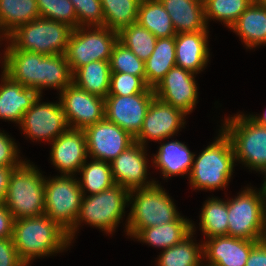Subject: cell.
Returning <instances> with one entry per match:
<instances>
[{
    "mask_svg": "<svg viewBox=\"0 0 266 266\" xmlns=\"http://www.w3.org/2000/svg\"><path fill=\"white\" fill-rule=\"evenodd\" d=\"M3 67L6 75L23 86L34 89L40 96L43 88H57L60 92L72 83V72L65 54L44 55L14 49H5Z\"/></svg>",
    "mask_w": 266,
    "mask_h": 266,
    "instance_id": "obj_1",
    "label": "cell"
},
{
    "mask_svg": "<svg viewBox=\"0 0 266 266\" xmlns=\"http://www.w3.org/2000/svg\"><path fill=\"white\" fill-rule=\"evenodd\" d=\"M12 238L26 266L33 258L63 251L71 243L67 231L45 214L15 220Z\"/></svg>",
    "mask_w": 266,
    "mask_h": 266,
    "instance_id": "obj_2",
    "label": "cell"
},
{
    "mask_svg": "<svg viewBox=\"0 0 266 266\" xmlns=\"http://www.w3.org/2000/svg\"><path fill=\"white\" fill-rule=\"evenodd\" d=\"M24 161L10 176L4 205L15 220L45 214V178Z\"/></svg>",
    "mask_w": 266,
    "mask_h": 266,
    "instance_id": "obj_3",
    "label": "cell"
},
{
    "mask_svg": "<svg viewBox=\"0 0 266 266\" xmlns=\"http://www.w3.org/2000/svg\"><path fill=\"white\" fill-rule=\"evenodd\" d=\"M218 136L193 160L189 183L195 189L225 188L231 178L235 162L231 140L223 130Z\"/></svg>",
    "mask_w": 266,
    "mask_h": 266,
    "instance_id": "obj_4",
    "label": "cell"
},
{
    "mask_svg": "<svg viewBox=\"0 0 266 266\" xmlns=\"http://www.w3.org/2000/svg\"><path fill=\"white\" fill-rule=\"evenodd\" d=\"M73 29L63 22L38 18L16 27L5 38L14 49L59 55L66 53Z\"/></svg>",
    "mask_w": 266,
    "mask_h": 266,
    "instance_id": "obj_5",
    "label": "cell"
},
{
    "mask_svg": "<svg viewBox=\"0 0 266 266\" xmlns=\"http://www.w3.org/2000/svg\"><path fill=\"white\" fill-rule=\"evenodd\" d=\"M130 201L133 203L128 215L126 232L131 237L143 228L174 222L180 216L170 196L157 183L149 188L129 191L128 202Z\"/></svg>",
    "mask_w": 266,
    "mask_h": 266,
    "instance_id": "obj_6",
    "label": "cell"
},
{
    "mask_svg": "<svg viewBox=\"0 0 266 266\" xmlns=\"http://www.w3.org/2000/svg\"><path fill=\"white\" fill-rule=\"evenodd\" d=\"M260 192L248 188L228 200L227 235L250 241L266 239L265 181Z\"/></svg>",
    "mask_w": 266,
    "mask_h": 266,
    "instance_id": "obj_7",
    "label": "cell"
},
{
    "mask_svg": "<svg viewBox=\"0 0 266 266\" xmlns=\"http://www.w3.org/2000/svg\"><path fill=\"white\" fill-rule=\"evenodd\" d=\"M129 191L122 185L114 184L111 188L98 194L85 197L83 195L79 215L74 226L67 232L70 241L81 222L98 227L107 233L115 231L125 214L124 208L128 203ZM124 213V214H123Z\"/></svg>",
    "mask_w": 266,
    "mask_h": 266,
    "instance_id": "obj_8",
    "label": "cell"
},
{
    "mask_svg": "<svg viewBox=\"0 0 266 266\" xmlns=\"http://www.w3.org/2000/svg\"><path fill=\"white\" fill-rule=\"evenodd\" d=\"M222 130L231 140L235 160L266 175V128L238 114L226 119Z\"/></svg>",
    "mask_w": 266,
    "mask_h": 266,
    "instance_id": "obj_9",
    "label": "cell"
},
{
    "mask_svg": "<svg viewBox=\"0 0 266 266\" xmlns=\"http://www.w3.org/2000/svg\"><path fill=\"white\" fill-rule=\"evenodd\" d=\"M73 29L65 53L72 74L94 61H110L112 48L118 41V32L105 26ZM87 29V30H86Z\"/></svg>",
    "mask_w": 266,
    "mask_h": 266,
    "instance_id": "obj_10",
    "label": "cell"
},
{
    "mask_svg": "<svg viewBox=\"0 0 266 266\" xmlns=\"http://www.w3.org/2000/svg\"><path fill=\"white\" fill-rule=\"evenodd\" d=\"M44 191L45 215L68 232L76 222L83 197L79 180L62 174L45 179Z\"/></svg>",
    "mask_w": 266,
    "mask_h": 266,
    "instance_id": "obj_11",
    "label": "cell"
},
{
    "mask_svg": "<svg viewBox=\"0 0 266 266\" xmlns=\"http://www.w3.org/2000/svg\"><path fill=\"white\" fill-rule=\"evenodd\" d=\"M59 99L69 128L84 130L105 119V99L86 92L74 83L60 92Z\"/></svg>",
    "mask_w": 266,
    "mask_h": 266,
    "instance_id": "obj_12",
    "label": "cell"
},
{
    "mask_svg": "<svg viewBox=\"0 0 266 266\" xmlns=\"http://www.w3.org/2000/svg\"><path fill=\"white\" fill-rule=\"evenodd\" d=\"M154 98V92L128 96L107 95L105 119L120 126L135 138L142 129L149 105Z\"/></svg>",
    "mask_w": 266,
    "mask_h": 266,
    "instance_id": "obj_13",
    "label": "cell"
},
{
    "mask_svg": "<svg viewBox=\"0 0 266 266\" xmlns=\"http://www.w3.org/2000/svg\"><path fill=\"white\" fill-rule=\"evenodd\" d=\"M39 97L23 115L21 130L33 140L54 141L68 127L63 107L58 103H40Z\"/></svg>",
    "mask_w": 266,
    "mask_h": 266,
    "instance_id": "obj_14",
    "label": "cell"
},
{
    "mask_svg": "<svg viewBox=\"0 0 266 266\" xmlns=\"http://www.w3.org/2000/svg\"><path fill=\"white\" fill-rule=\"evenodd\" d=\"M87 152L91 159L113 161L135 143V138L115 123L106 119L85 128Z\"/></svg>",
    "mask_w": 266,
    "mask_h": 266,
    "instance_id": "obj_15",
    "label": "cell"
},
{
    "mask_svg": "<svg viewBox=\"0 0 266 266\" xmlns=\"http://www.w3.org/2000/svg\"><path fill=\"white\" fill-rule=\"evenodd\" d=\"M194 73L180 67L171 68L153 88L155 97L189 114L198 98Z\"/></svg>",
    "mask_w": 266,
    "mask_h": 266,
    "instance_id": "obj_16",
    "label": "cell"
},
{
    "mask_svg": "<svg viewBox=\"0 0 266 266\" xmlns=\"http://www.w3.org/2000/svg\"><path fill=\"white\" fill-rule=\"evenodd\" d=\"M184 114L181 110L154 98L149 105L143 126L135 137V142L145 146L147 140H165L173 136L184 126Z\"/></svg>",
    "mask_w": 266,
    "mask_h": 266,
    "instance_id": "obj_17",
    "label": "cell"
},
{
    "mask_svg": "<svg viewBox=\"0 0 266 266\" xmlns=\"http://www.w3.org/2000/svg\"><path fill=\"white\" fill-rule=\"evenodd\" d=\"M145 153V146L135 142L111 161L114 183L128 191L153 186L156 181H145L148 167Z\"/></svg>",
    "mask_w": 266,
    "mask_h": 266,
    "instance_id": "obj_18",
    "label": "cell"
},
{
    "mask_svg": "<svg viewBox=\"0 0 266 266\" xmlns=\"http://www.w3.org/2000/svg\"><path fill=\"white\" fill-rule=\"evenodd\" d=\"M51 144L50 159L53 165L66 176L79 172L88 156L85 132L68 128Z\"/></svg>",
    "mask_w": 266,
    "mask_h": 266,
    "instance_id": "obj_19",
    "label": "cell"
},
{
    "mask_svg": "<svg viewBox=\"0 0 266 266\" xmlns=\"http://www.w3.org/2000/svg\"><path fill=\"white\" fill-rule=\"evenodd\" d=\"M208 240L203 243V255L209 261L208 266H245L252 247L258 242L228 235Z\"/></svg>",
    "mask_w": 266,
    "mask_h": 266,
    "instance_id": "obj_20",
    "label": "cell"
},
{
    "mask_svg": "<svg viewBox=\"0 0 266 266\" xmlns=\"http://www.w3.org/2000/svg\"><path fill=\"white\" fill-rule=\"evenodd\" d=\"M1 77L0 118L20 124L24 113L31 108L39 94L36 90L13 81L6 75L4 67Z\"/></svg>",
    "mask_w": 266,
    "mask_h": 266,
    "instance_id": "obj_21",
    "label": "cell"
},
{
    "mask_svg": "<svg viewBox=\"0 0 266 266\" xmlns=\"http://www.w3.org/2000/svg\"><path fill=\"white\" fill-rule=\"evenodd\" d=\"M208 32L178 33L175 36L176 66L194 74L206 66L209 58Z\"/></svg>",
    "mask_w": 266,
    "mask_h": 266,
    "instance_id": "obj_22",
    "label": "cell"
},
{
    "mask_svg": "<svg viewBox=\"0 0 266 266\" xmlns=\"http://www.w3.org/2000/svg\"><path fill=\"white\" fill-rule=\"evenodd\" d=\"M159 1L170 15L176 34L208 31L203 3L196 0Z\"/></svg>",
    "mask_w": 266,
    "mask_h": 266,
    "instance_id": "obj_23",
    "label": "cell"
},
{
    "mask_svg": "<svg viewBox=\"0 0 266 266\" xmlns=\"http://www.w3.org/2000/svg\"><path fill=\"white\" fill-rule=\"evenodd\" d=\"M195 154L187 146L177 140L162 143L157 155L153 158L154 165L160 169L164 178L190 174Z\"/></svg>",
    "mask_w": 266,
    "mask_h": 266,
    "instance_id": "obj_24",
    "label": "cell"
},
{
    "mask_svg": "<svg viewBox=\"0 0 266 266\" xmlns=\"http://www.w3.org/2000/svg\"><path fill=\"white\" fill-rule=\"evenodd\" d=\"M241 37L247 48L266 44V7L252 2L230 30Z\"/></svg>",
    "mask_w": 266,
    "mask_h": 266,
    "instance_id": "obj_25",
    "label": "cell"
},
{
    "mask_svg": "<svg viewBox=\"0 0 266 266\" xmlns=\"http://www.w3.org/2000/svg\"><path fill=\"white\" fill-rule=\"evenodd\" d=\"M192 232V223L179 216L174 222L150 228H143L134 238L146 242L150 246L167 249L181 242Z\"/></svg>",
    "mask_w": 266,
    "mask_h": 266,
    "instance_id": "obj_26",
    "label": "cell"
},
{
    "mask_svg": "<svg viewBox=\"0 0 266 266\" xmlns=\"http://www.w3.org/2000/svg\"><path fill=\"white\" fill-rule=\"evenodd\" d=\"M175 66V36L157 38L154 51L144 62L146 84L154 88Z\"/></svg>",
    "mask_w": 266,
    "mask_h": 266,
    "instance_id": "obj_27",
    "label": "cell"
},
{
    "mask_svg": "<svg viewBox=\"0 0 266 266\" xmlns=\"http://www.w3.org/2000/svg\"><path fill=\"white\" fill-rule=\"evenodd\" d=\"M111 69L109 61H94L72 74V83L86 92L106 98L109 92Z\"/></svg>",
    "mask_w": 266,
    "mask_h": 266,
    "instance_id": "obj_28",
    "label": "cell"
},
{
    "mask_svg": "<svg viewBox=\"0 0 266 266\" xmlns=\"http://www.w3.org/2000/svg\"><path fill=\"white\" fill-rule=\"evenodd\" d=\"M38 18L36 0H0V30H4V38L16 27Z\"/></svg>",
    "mask_w": 266,
    "mask_h": 266,
    "instance_id": "obj_29",
    "label": "cell"
},
{
    "mask_svg": "<svg viewBox=\"0 0 266 266\" xmlns=\"http://www.w3.org/2000/svg\"><path fill=\"white\" fill-rule=\"evenodd\" d=\"M137 23L157 38L176 36L170 15L159 0H141Z\"/></svg>",
    "mask_w": 266,
    "mask_h": 266,
    "instance_id": "obj_30",
    "label": "cell"
},
{
    "mask_svg": "<svg viewBox=\"0 0 266 266\" xmlns=\"http://www.w3.org/2000/svg\"><path fill=\"white\" fill-rule=\"evenodd\" d=\"M192 223V232L181 242L163 250L159 255L158 266H200L203 255V244H195L191 237L195 232ZM202 254V255H201ZM203 266V265H201Z\"/></svg>",
    "mask_w": 266,
    "mask_h": 266,
    "instance_id": "obj_31",
    "label": "cell"
},
{
    "mask_svg": "<svg viewBox=\"0 0 266 266\" xmlns=\"http://www.w3.org/2000/svg\"><path fill=\"white\" fill-rule=\"evenodd\" d=\"M141 0H101L104 26L119 31L137 22Z\"/></svg>",
    "mask_w": 266,
    "mask_h": 266,
    "instance_id": "obj_32",
    "label": "cell"
},
{
    "mask_svg": "<svg viewBox=\"0 0 266 266\" xmlns=\"http://www.w3.org/2000/svg\"><path fill=\"white\" fill-rule=\"evenodd\" d=\"M200 228L207 238L227 235L228 201L210 198L200 214Z\"/></svg>",
    "mask_w": 266,
    "mask_h": 266,
    "instance_id": "obj_33",
    "label": "cell"
},
{
    "mask_svg": "<svg viewBox=\"0 0 266 266\" xmlns=\"http://www.w3.org/2000/svg\"><path fill=\"white\" fill-rule=\"evenodd\" d=\"M157 37L140 24L133 23L118 31V41L145 62L155 49Z\"/></svg>",
    "mask_w": 266,
    "mask_h": 266,
    "instance_id": "obj_34",
    "label": "cell"
},
{
    "mask_svg": "<svg viewBox=\"0 0 266 266\" xmlns=\"http://www.w3.org/2000/svg\"><path fill=\"white\" fill-rule=\"evenodd\" d=\"M79 172L82 173V181L79 180V186L83 195H86L85 189L92 195L107 190L115 184L112 178L111 164L108 162L93 159L92 162L86 164L85 161Z\"/></svg>",
    "mask_w": 266,
    "mask_h": 266,
    "instance_id": "obj_35",
    "label": "cell"
},
{
    "mask_svg": "<svg viewBox=\"0 0 266 266\" xmlns=\"http://www.w3.org/2000/svg\"><path fill=\"white\" fill-rule=\"evenodd\" d=\"M254 0H208L204 4V16L207 24L211 18L224 22L231 28L239 16L252 4Z\"/></svg>",
    "mask_w": 266,
    "mask_h": 266,
    "instance_id": "obj_36",
    "label": "cell"
},
{
    "mask_svg": "<svg viewBox=\"0 0 266 266\" xmlns=\"http://www.w3.org/2000/svg\"><path fill=\"white\" fill-rule=\"evenodd\" d=\"M109 63L111 72L145 76L144 62L119 41L112 48Z\"/></svg>",
    "mask_w": 266,
    "mask_h": 266,
    "instance_id": "obj_37",
    "label": "cell"
},
{
    "mask_svg": "<svg viewBox=\"0 0 266 266\" xmlns=\"http://www.w3.org/2000/svg\"><path fill=\"white\" fill-rule=\"evenodd\" d=\"M40 18L63 22L72 28L78 27L76 11L70 0H36Z\"/></svg>",
    "mask_w": 266,
    "mask_h": 266,
    "instance_id": "obj_38",
    "label": "cell"
},
{
    "mask_svg": "<svg viewBox=\"0 0 266 266\" xmlns=\"http://www.w3.org/2000/svg\"><path fill=\"white\" fill-rule=\"evenodd\" d=\"M141 92H154L153 88L146 84L145 76L111 72L108 95L128 96Z\"/></svg>",
    "mask_w": 266,
    "mask_h": 266,
    "instance_id": "obj_39",
    "label": "cell"
},
{
    "mask_svg": "<svg viewBox=\"0 0 266 266\" xmlns=\"http://www.w3.org/2000/svg\"><path fill=\"white\" fill-rule=\"evenodd\" d=\"M75 8L78 27L104 26L101 0H70Z\"/></svg>",
    "mask_w": 266,
    "mask_h": 266,
    "instance_id": "obj_40",
    "label": "cell"
},
{
    "mask_svg": "<svg viewBox=\"0 0 266 266\" xmlns=\"http://www.w3.org/2000/svg\"><path fill=\"white\" fill-rule=\"evenodd\" d=\"M5 133L0 132V167L20 166L24 161H18V149L16 143Z\"/></svg>",
    "mask_w": 266,
    "mask_h": 266,
    "instance_id": "obj_41",
    "label": "cell"
},
{
    "mask_svg": "<svg viewBox=\"0 0 266 266\" xmlns=\"http://www.w3.org/2000/svg\"><path fill=\"white\" fill-rule=\"evenodd\" d=\"M0 266H26L18 256L13 238H0Z\"/></svg>",
    "mask_w": 266,
    "mask_h": 266,
    "instance_id": "obj_42",
    "label": "cell"
},
{
    "mask_svg": "<svg viewBox=\"0 0 266 266\" xmlns=\"http://www.w3.org/2000/svg\"><path fill=\"white\" fill-rule=\"evenodd\" d=\"M14 217L4 204H0V238H12Z\"/></svg>",
    "mask_w": 266,
    "mask_h": 266,
    "instance_id": "obj_43",
    "label": "cell"
},
{
    "mask_svg": "<svg viewBox=\"0 0 266 266\" xmlns=\"http://www.w3.org/2000/svg\"><path fill=\"white\" fill-rule=\"evenodd\" d=\"M245 266H266V239L252 247Z\"/></svg>",
    "mask_w": 266,
    "mask_h": 266,
    "instance_id": "obj_44",
    "label": "cell"
},
{
    "mask_svg": "<svg viewBox=\"0 0 266 266\" xmlns=\"http://www.w3.org/2000/svg\"><path fill=\"white\" fill-rule=\"evenodd\" d=\"M18 166H2L0 167V204L4 203L7 195L10 176Z\"/></svg>",
    "mask_w": 266,
    "mask_h": 266,
    "instance_id": "obj_45",
    "label": "cell"
},
{
    "mask_svg": "<svg viewBox=\"0 0 266 266\" xmlns=\"http://www.w3.org/2000/svg\"><path fill=\"white\" fill-rule=\"evenodd\" d=\"M250 119H252L255 123H257L260 126H263L266 128V111L264 113V115L260 116H253V115H249L248 116Z\"/></svg>",
    "mask_w": 266,
    "mask_h": 266,
    "instance_id": "obj_46",
    "label": "cell"
},
{
    "mask_svg": "<svg viewBox=\"0 0 266 266\" xmlns=\"http://www.w3.org/2000/svg\"><path fill=\"white\" fill-rule=\"evenodd\" d=\"M254 2L266 7V0H254Z\"/></svg>",
    "mask_w": 266,
    "mask_h": 266,
    "instance_id": "obj_47",
    "label": "cell"
},
{
    "mask_svg": "<svg viewBox=\"0 0 266 266\" xmlns=\"http://www.w3.org/2000/svg\"><path fill=\"white\" fill-rule=\"evenodd\" d=\"M196 1L205 4L208 0H196Z\"/></svg>",
    "mask_w": 266,
    "mask_h": 266,
    "instance_id": "obj_48",
    "label": "cell"
}]
</instances>
